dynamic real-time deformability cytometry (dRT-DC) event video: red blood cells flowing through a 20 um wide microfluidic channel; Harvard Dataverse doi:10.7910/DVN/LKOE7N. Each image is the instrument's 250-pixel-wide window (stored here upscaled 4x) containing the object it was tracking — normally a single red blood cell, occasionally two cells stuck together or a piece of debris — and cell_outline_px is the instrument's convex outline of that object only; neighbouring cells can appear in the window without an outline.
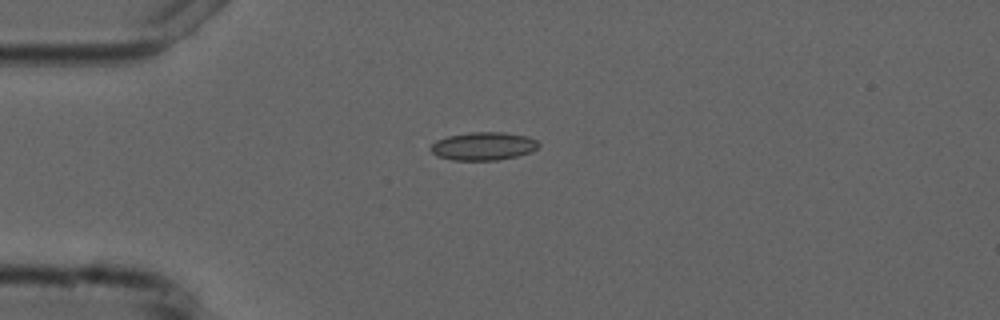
{"species": "common noctule bat (a hibernating species)", "species_latin": "Nyctalus noctula", "temperature_condition": "cold", "stored_images_in_passage": 1, "camera_frame_rate_fps": 3000, "um_per_image_px": 0.085, "animal": {"sex": "male", "forearm_length_mm": 52.5}, "frame": {"image": 1, "passage_image": 1, "time_ms": 0.0, "image_size_px": [1000, 320], "cell_outline_px": [[540, 144], [532, 152], [516, 156], [496, 160], [452, 160], [436, 156], [432, 152], [432, 144], [436, 140], [448, 136], [468, 132], [504, 132], [528, 136], [536, 140]], "centroid_in_image_um": [41.09, 12.42], "position_along_channel_um": 43.9, "area_um2": 17.69}}